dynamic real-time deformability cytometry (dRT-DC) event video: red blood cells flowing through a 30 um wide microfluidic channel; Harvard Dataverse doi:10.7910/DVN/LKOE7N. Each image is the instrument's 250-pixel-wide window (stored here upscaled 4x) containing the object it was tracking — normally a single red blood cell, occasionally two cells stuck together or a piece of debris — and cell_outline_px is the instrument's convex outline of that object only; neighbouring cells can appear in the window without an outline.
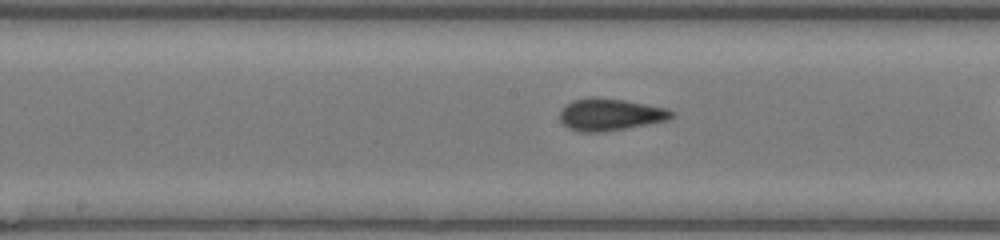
{"species": "common noctule bat (a hibernating species)", "species_latin": "Nyctalus noctula", "temperature_condition": "room temperature", "stored_images_in_passage": 25, "camera_frame_rate_fps": 3000, "um_per_image_px": 0.085, "animal": {"sex": "female", "body_mass_g": 17.0, "forearm_length_mm": 48.0}, "frame": {"image": 1, "passage_image": 11, "time_ms": 3.333, "image_size_px": [1000, 240], "cell_outline_px": [[676, 112], [668, 120], [604, 132], [580, 132], [568, 128], [560, 120], [560, 112], [564, 104], [572, 100], [592, 96], [624, 100], [668, 108]], "centroid_in_image_um": [51.84, 9.72], "position_along_channel_um": 196.4, "area_um2": 21.04}}